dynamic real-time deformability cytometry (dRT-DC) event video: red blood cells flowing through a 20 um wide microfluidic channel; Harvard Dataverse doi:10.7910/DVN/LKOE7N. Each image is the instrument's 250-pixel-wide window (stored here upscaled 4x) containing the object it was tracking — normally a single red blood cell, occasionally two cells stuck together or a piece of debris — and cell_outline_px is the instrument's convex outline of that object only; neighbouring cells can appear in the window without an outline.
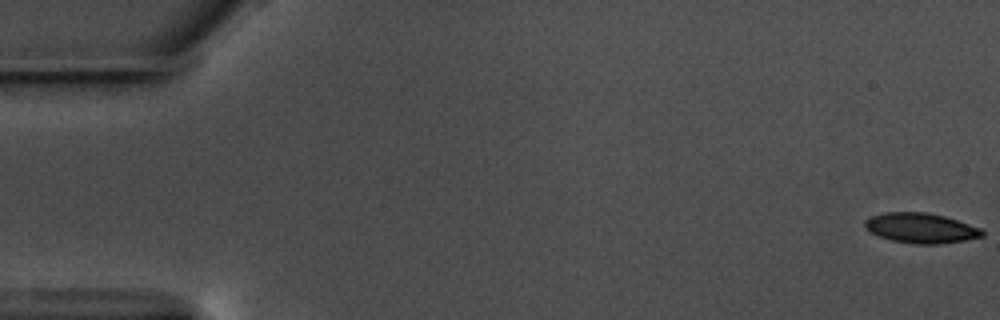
{"species": "common noctule bat (a hibernating species)", "species_latin": "Nyctalus noctula", "temperature_condition": "warm", "stored_images_in_passage": 17, "camera_frame_rate_fps": 3000, "um_per_image_px": 0.085, "animal": {"sex": "male", "body_mass_g": 17.5, "forearm_length_mm": 52.3}, "frame": {"image": 1, "passage_image": 1, "time_ms": 0.0, "image_size_px": [1000, 320], "cell_outline_px": [[984, 236], [964, 240], [940, 244], [916, 244], [892, 240], [880, 236], [864, 228], [864, 220], [872, 216], [884, 212], [928, 212], [944, 216], [980, 228], [984, 232]], "centroid_in_image_um": [78.26, 19.38], "position_along_channel_um": 6.7, "area_um2": 20.4}}